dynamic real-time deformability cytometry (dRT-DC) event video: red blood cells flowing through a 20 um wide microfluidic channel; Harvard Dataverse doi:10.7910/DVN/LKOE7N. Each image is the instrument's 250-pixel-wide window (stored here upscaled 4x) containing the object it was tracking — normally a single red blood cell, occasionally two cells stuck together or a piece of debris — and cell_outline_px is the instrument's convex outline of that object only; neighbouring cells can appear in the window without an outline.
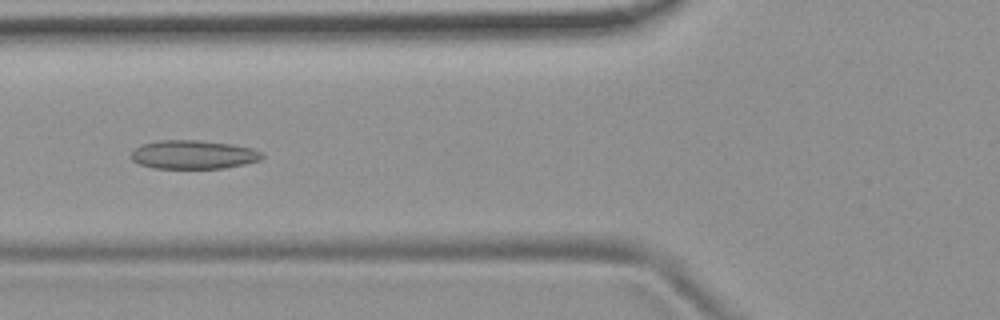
{"species": "common noctule bat (a hibernating species)", "species_latin": "Nyctalus noctula", "temperature_condition": "room temperature", "stored_images_in_passage": 8, "camera_frame_rate_fps": 3000, "um_per_image_px": 0.085, "animal": {"sex": "female", "body_mass_g": 19.9}, "frame": {"image": 1, "passage_image": 5, "time_ms": 1.333, "image_size_px": [1000, 320], "cell_outline_px": [[264, 156], [260, 160], [244, 164], [224, 168], [152, 168], [140, 164], [132, 160], [128, 156], [140, 144], [156, 140], [200, 140], [228, 144], [252, 148], [264, 152]], "centroid_in_image_um": [16.41, 13.14], "position_along_channel_um": 109.4, "area_um2": 22.02}}